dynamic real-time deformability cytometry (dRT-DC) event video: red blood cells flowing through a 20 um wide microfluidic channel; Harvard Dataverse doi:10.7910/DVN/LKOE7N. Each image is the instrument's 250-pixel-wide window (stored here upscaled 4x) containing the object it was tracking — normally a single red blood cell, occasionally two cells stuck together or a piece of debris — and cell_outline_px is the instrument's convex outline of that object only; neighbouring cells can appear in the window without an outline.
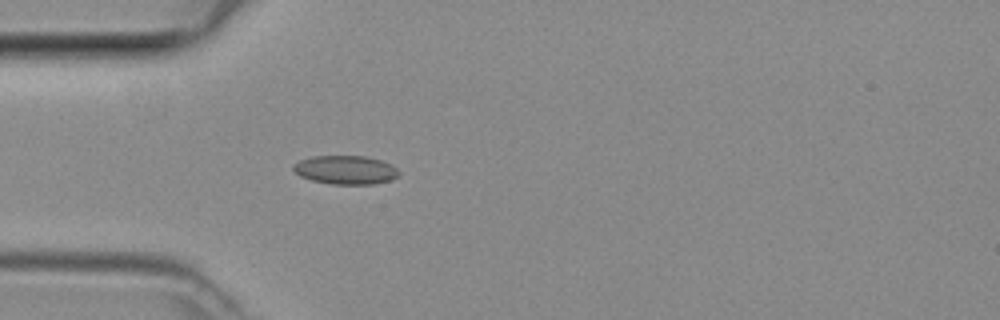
{"species": "common noctule bat (a hibernating species)", "species_latin": "Nyctalus noctula", "temperature_condition": "room temperature", "stored_images_in_passage": 40, "camera_frame_rate_fps": 3000, "um_per_image_px": 0.085, "animal": {"sex": "female", "body_mass_g": 29.2, "forearm_length_mm": 56.3}, "frame": {"image": 1, "passage_image": 7, "time_ms": 2.0, "image_size_px": [1000, 320], "cell_outline_px": [[400, 176], [388, 180], [372, 184], [332, 184], [312, 180], [300, 176], [292, 168], [292, 164], [300, 160], [312, 156], [364, 156], [380, 160], [392, 164], [400, 172]], "centroid_in_image_um": [29.37, 14.43], "position_along_channel_um": 55.6, "area_um2": 17.63}}
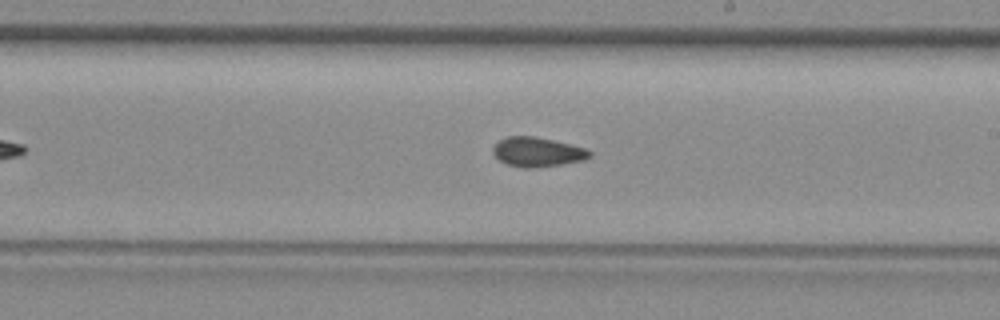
{"frame": {"image": 2, "passage_image": 20, "time_ms": 6.333, "image_size_px": [1000, 320], "cell_outline_px": [[592, 156], [584, 160], [560, 164], [532, 168], [520, 168], [508, 164], [500, 160], [492, 152], [492, 148], [500, 140], [508, 136], [532, 136], [552, 140], [584, 148], [592, 152]], "centroid_in_image_um": [45.67, 12.92], "position_along_channel_um": 243.3, "area_um2": 16.36}}
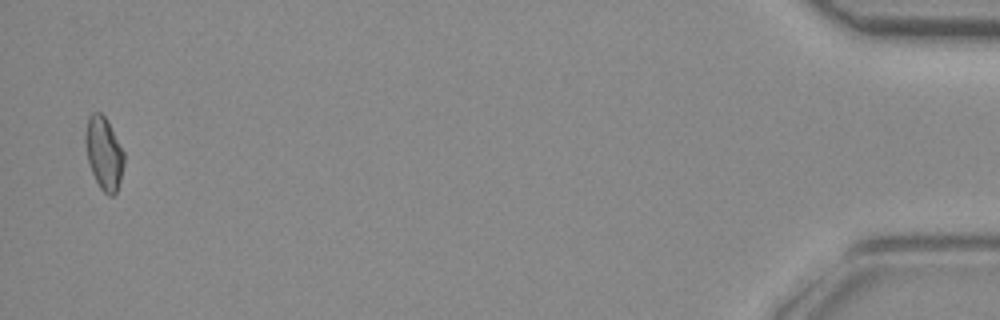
{"frame": {"image": 3, "passage_image": 39, "time_ms": 12.667, "image_size_px": [1000, 320], "cell_outline_px": [[124, 164], [120, 180], [116, 192], [112, 196], [108, 196], [100, 188], [92, 172], [88, 160], [84, 140], [84, 136], [88, 116], [92, 112], [100, 112], [108, 120], [124, 152]], "centroid_in_image_um": [8.82, 13.0], "position_along_channel_um": 426.4, "area_um2": 16.42}}